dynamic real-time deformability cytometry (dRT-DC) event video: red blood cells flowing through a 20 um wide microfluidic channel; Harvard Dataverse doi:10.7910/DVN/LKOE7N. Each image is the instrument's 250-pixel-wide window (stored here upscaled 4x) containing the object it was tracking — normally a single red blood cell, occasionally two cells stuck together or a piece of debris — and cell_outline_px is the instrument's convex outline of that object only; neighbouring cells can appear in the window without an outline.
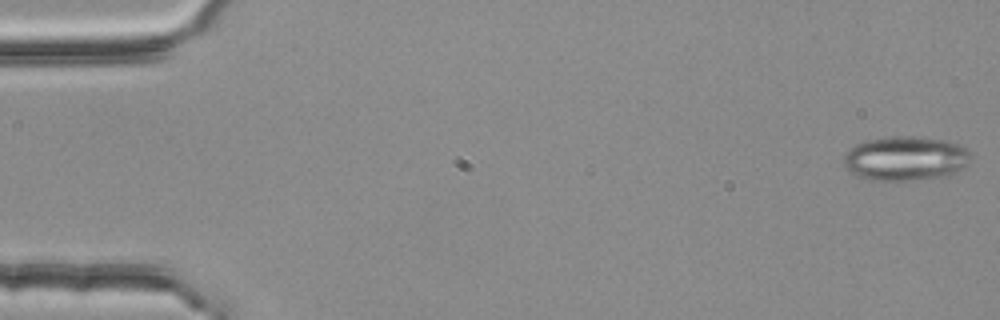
{"species": "common noctule bat (a hibernating species)", "species_latin": "Nyctalus noctula", "temperature_condition": "room temperature", "stored_images_in_passage": 4, "camera_frame_rate_fps": 3000, "um_per_image_px": 0.085, "animal": {"sex": "female", "body_mass_g": 25.1}, "frame": {"image": 1, "passage_image": 1, "time_ms": 0.0, "image_size_px": [1000, 320], "cell_outline_px": [[972, 156], [956, 172], [944, 176], [912, 180], [868, 180], [852, 172], [844, 164], [844, 156], [856, 144], [864, 140], [892, 136], [900, 136], [948, 140], [960, 144]], "centroid_in_image_um": [76.96, 13.46], "position_along_channel_um": 8.0, "area_um2": 32.31}}